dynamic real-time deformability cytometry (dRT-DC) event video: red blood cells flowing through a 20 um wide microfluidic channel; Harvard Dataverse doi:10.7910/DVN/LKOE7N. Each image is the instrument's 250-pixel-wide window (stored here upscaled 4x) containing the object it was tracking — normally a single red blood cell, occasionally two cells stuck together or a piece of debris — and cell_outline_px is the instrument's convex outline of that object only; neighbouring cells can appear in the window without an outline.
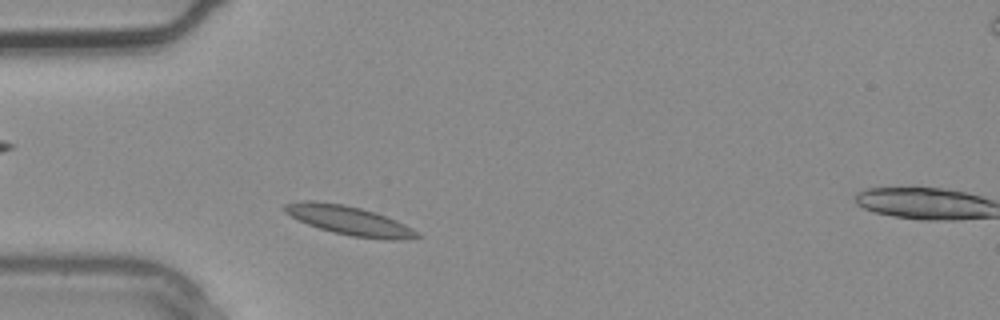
{"species": "common noctule bat (a hibernating species)", "species_latin": "Nyctalus noctula", "temperature_condition": "warm", "stored_images_in_passage": 3, "camera_frame_rate_fps": 3000, "um_per_image_px": 0.085, "animal": {"sex": "male", "body_mass_g": 20.4}, "frame": {"image": 1, "passage_image": 2, "time_ms": 0.333, "image_size_px": [1000, 320], "cell_outline_px": [[420, 236], [404, 240], [384, 240], [352, 236], [332, 232], [308, 224], [284, 212], [284, 204], [304, 200], [316, 200], [344, 204], [376, 212], [396, 220], [412, 228]], "centroid_in_image_um": [29.68, 18.73], "position_along_channel_um": 55.3, "area_um2": 22.37}}